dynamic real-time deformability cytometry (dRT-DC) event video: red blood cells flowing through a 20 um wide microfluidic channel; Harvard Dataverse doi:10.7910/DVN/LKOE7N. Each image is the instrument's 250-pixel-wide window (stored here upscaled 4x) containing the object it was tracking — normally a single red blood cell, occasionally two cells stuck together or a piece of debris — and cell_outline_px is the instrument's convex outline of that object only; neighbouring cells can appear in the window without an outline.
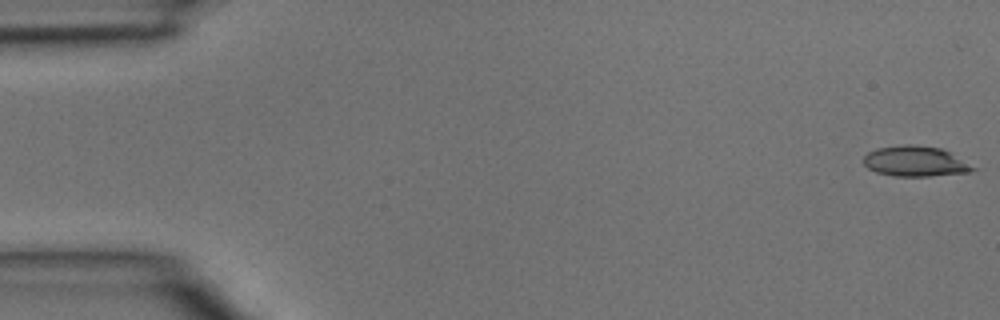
{"species": "common noctule bat (a hibernating species)", "species_latin": "Nyctalus noctula", "temperature_condition": "room temperature", "stored_images_in_passage": 5, "camera_frame_rate_fps": 3000, "um_per_image_px": 0.085, "animal": {"sex": "male", "body_mass_g": 15.6}, "frame": {"image": 1, "passage_image": 1, "time_ms": 0.0, "image_size_px": [1000, 320], "cell_outline_px": [[976, 168], [968, 172], [928, 176], [892, 176], [876, 172], [868, 168], [864, 164], [864, 156], [868, 152], [876, 148], [904, 144], [912, 144], [940, 148], [948, 152]], "centroid_in_image_um": [77.72, 13.71], "position_along_channel_um": 7.3, "area_um2": 19.07}}